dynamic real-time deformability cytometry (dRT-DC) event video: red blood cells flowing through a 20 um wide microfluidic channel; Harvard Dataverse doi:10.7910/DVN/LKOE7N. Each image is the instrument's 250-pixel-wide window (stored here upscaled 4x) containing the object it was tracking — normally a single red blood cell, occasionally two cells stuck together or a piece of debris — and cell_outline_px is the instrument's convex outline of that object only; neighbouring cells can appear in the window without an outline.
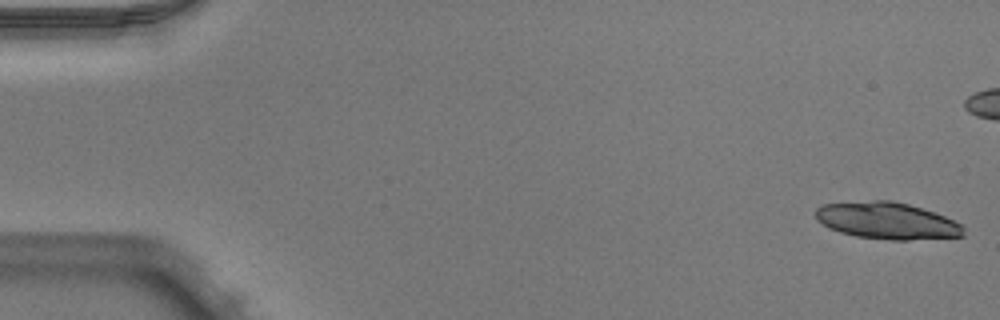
{"species": "Egyptian fruit bat (a non-hibernating species)", "species_latin": "Rousettus aegyptiacus", "temperature_condition": "warm", "stored_images_in_passage": 51, "camera_frame_rate_fps": 3000, "um_per_image_px": 0.085, "animal": {"sex": "male"}, "frame": {"image": 1, "passage_image": 1, "time_ms": 0.0, "image_size_px": [1000, 320], "cell_outline_px": [[964, 236], [908, 240], [892, 240], [856, 236], [840, 232], [828, 228], [816, 220], [816, 208], [824, 204], [876, 200], [888, 200], [908, 204], [944, 216], [960, 224], [964, 228]], "centroid_in_image_um": [75.37, 18.77], "position_along_channel_um": 9.6, "area_um2": 31.44}, "authors_computed_cell_mechanics": {"area_um2": 20.519, "velocity_mm_per_s": 3.9632, "shape_relaxation_time_tau1_ms": 5.2573, "shape_relaxation_time_tau2_ms": null, "deformation_change_tau1": 0.182, "deformation_change_tau2": null}}